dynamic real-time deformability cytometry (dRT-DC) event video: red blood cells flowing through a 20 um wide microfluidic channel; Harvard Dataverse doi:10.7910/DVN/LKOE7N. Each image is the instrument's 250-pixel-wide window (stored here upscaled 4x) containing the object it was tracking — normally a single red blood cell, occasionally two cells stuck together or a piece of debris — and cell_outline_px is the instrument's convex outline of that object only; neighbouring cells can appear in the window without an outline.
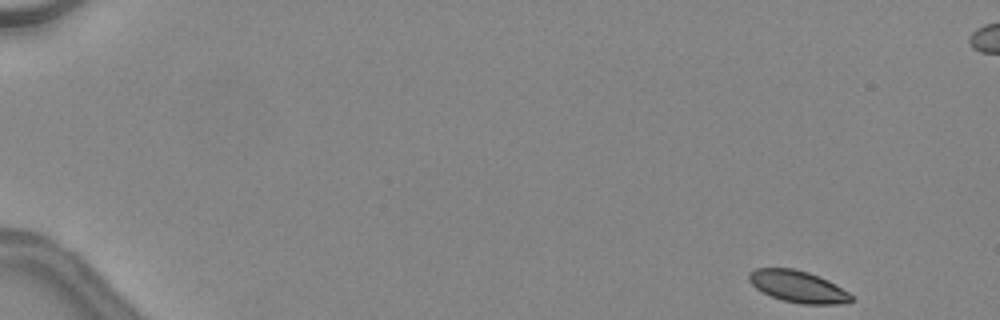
{"species": "common noctule bat (a hibernating species)", "species_latin": "Nyctalus noctula", "temperature_condition": "warm", "stored_images_in_passage": 46, "camera_frame_rate_fps": 3000, "um_per_image_px": 0.085, "animal": {"sex": "female", "body_mass_g": 24.6, "forearm_length_mm": 56.2}, "frame": {"image": 1, "passage_image": 1, "time_ms": 0.0, "image_size_px": [1000, 320], "cell_outline_px": [[852, 300], [840, 304], [800, 304], [784, 300], [772, 296], [756, 288], [748, 280], [748, 272], [756, 268], [792, 268], [808, 272], [828, 280], [848, 292], [852, 296]], "centroid_in_image_um": [67.8, 24.35], "position_along_channel_um": 17.2, "area_um2": 18.73}}
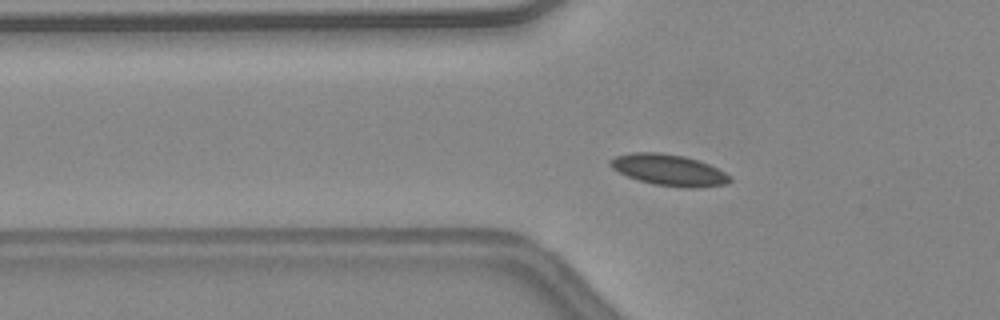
{"frame": {"image": 2, "passage_image": 15, "time_ms": 4.667, "image_size_px": [1000, 320], "cell_outline_px": [[732, 180], [724, 184], [700, 188], [684, 188], [652, 184], [628, 176], [612, 168], [608, 164], [608, 160], [616, 156], [632, 152], [660, 152], [684, 156], [708, 164], [732, 176]], "centroid_in_image_um": [56.85, 14.45], "position_along_channel_um": 69.0, "area_um2": 21.79}}
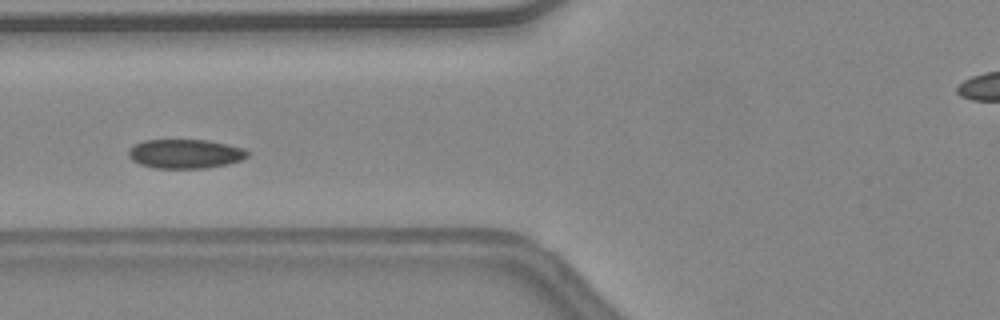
{"frame": {"image": 3, "passage_image": 18, "time_ms": 5.667, "image_size_px": [1000, 320], "cell_outline_px": [[248, 156], [240, 160], [228, 164], [204, 168], [152, 168], [140, 164], [132, 160], [128, 156], [128, 152], [132, 144], [144, 140], [208, 140], [228, 144], [244, 148], [248, 152]], "centroid_in_image_um": [15.72, 13.07], "position_along_channel_um": 110.1, "area_um2": 20.35}}